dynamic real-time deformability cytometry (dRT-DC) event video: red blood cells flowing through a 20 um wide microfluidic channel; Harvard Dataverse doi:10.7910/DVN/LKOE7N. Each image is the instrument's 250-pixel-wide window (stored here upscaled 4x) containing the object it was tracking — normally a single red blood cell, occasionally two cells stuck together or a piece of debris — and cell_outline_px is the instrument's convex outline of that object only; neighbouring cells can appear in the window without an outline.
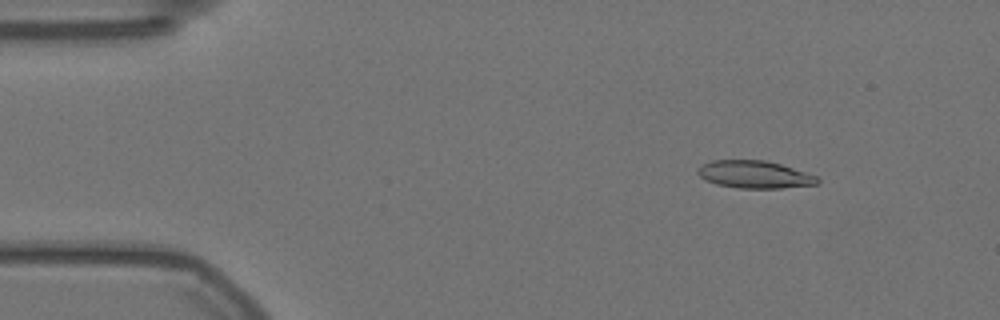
{"species": "Egyptian fruit bat (a non-hibernating species)", "species_latin": "Rousettus aegyptiacus", "temperature_condition": "warm", "stored_images_in_passage": 47, "camera_frame_rate_fps": 3000, "um_per_image_px": 0.085, "animal": {"sex": "female"}, "frame": {"image": 1, "passage_image": 6, "time_ms": 1.667, "image_size_px": [1000, 320], "cell_outline_px": [[820, 180], [816, 184], [780, 188], [740, 188], [716, 184], [704, 180], [696, 172], [704, 164], [712, 160], [764, 160], [780, 164], [816, 176]], "centroid_in_image_um": [64.11, 14.83], "position_along_channel_um": 20.9, "area_um2": 18.9}}
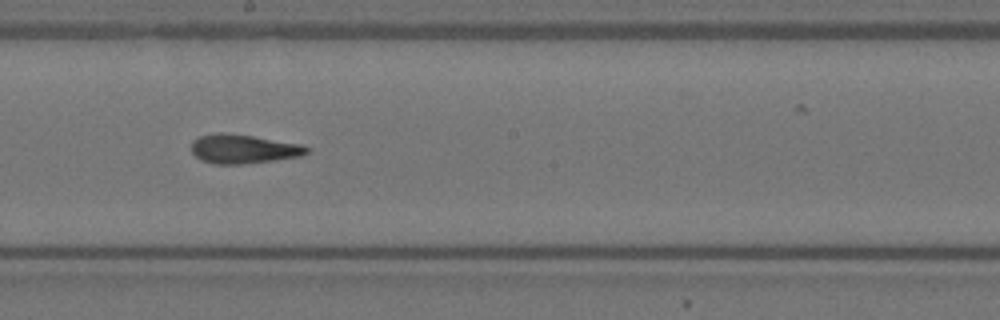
{"frame": {"image": 2, "passage_image": 30, "time_ms": 9.667, "image_size_px": [1000, 320], "cell_outline_px": [[308, 152], [300, 156], [244, 164], [212, 164], [200, 160], [192, 152], [192, 140], [200, 136], [216, 132], [224, 132], [252, 136], [300, 144], [308, 148]], "centroid_in_image_um": [20.62, 12.66], "position_along_channel_um": 227.6, "area_um2": 19.42}}
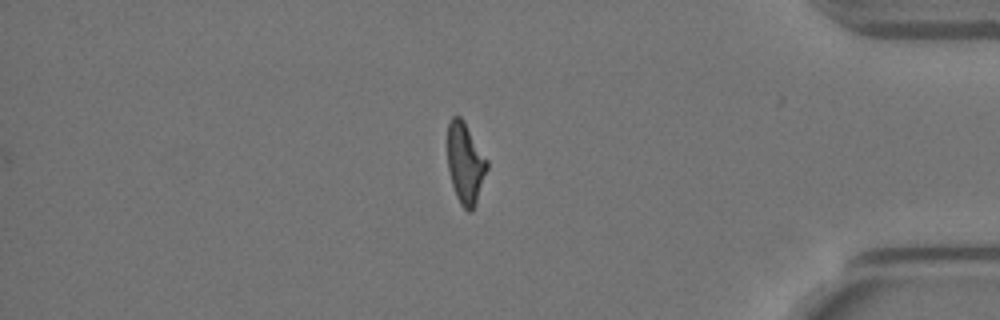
{"frame": {"image": 3, "passage_image": 47, "time_ms": 15.333, "image_size_px": [1000, 320], "cell_outline_px": [[488, 168], [476, 204], [472, 212], [468, 212], [460, 204], [456, 196], [452, 184], [448, 168], [448, 124], [452, 116], [460, 116], [464, 120], [488, 160]], "centroid_in_image_um": [39.57, 13.88], "position_along_channel_um": 395.6, "area_um2": 18.79}, "authors_computed_cell_mechanics": {"area_um2": 19.3052, "velocity_mm_per_s": 3.5572, "shape_relaxation_time_tau1_ms": 8.8129, "shape_relaxation_time_tau2_ms": 5.1647, "deformation_change_tau1": 0.2627, "deformation_change_tau2": 0.1381}}